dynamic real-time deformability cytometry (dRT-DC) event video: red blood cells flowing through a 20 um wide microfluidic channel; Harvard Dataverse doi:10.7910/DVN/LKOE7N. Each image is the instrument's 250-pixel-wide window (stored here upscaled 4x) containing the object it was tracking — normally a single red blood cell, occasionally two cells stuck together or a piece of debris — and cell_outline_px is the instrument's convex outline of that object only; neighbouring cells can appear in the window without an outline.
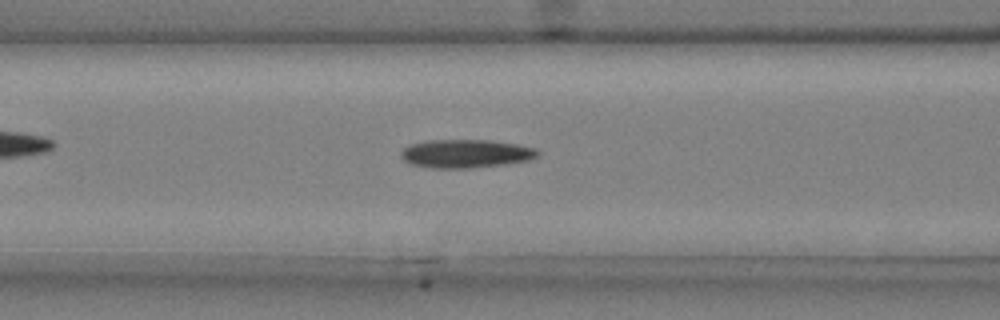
{"species": "common noctule bat (a hibernating species)", "species_latin": "Nyctalus noctula", "temperature_condition": "cold", "stored_images_in_passage": 50, "camera_frame_rate_fps": 3000, "um_per_image_px": 0.085, "animal": {"sex": "male", "body_mass_g": 20.4}, "frame": {"image": 1, "passage_image": 20, "time_ms": 6.333, "image_size_px": [1000, 320], "cell_outline_px": [[540, 152], [532, 160], [504, 164], [472, 168], [432, 168], [412, 164], [404, 160], [400, 156], [400, 152], [408, 144], [424, 140], [492, 140], [516, 144], [536, 148]], "centroid_in_image_um": [39.58, 13.05], "position_along_channel_um": 127.0, "area_um2": 22.83}}
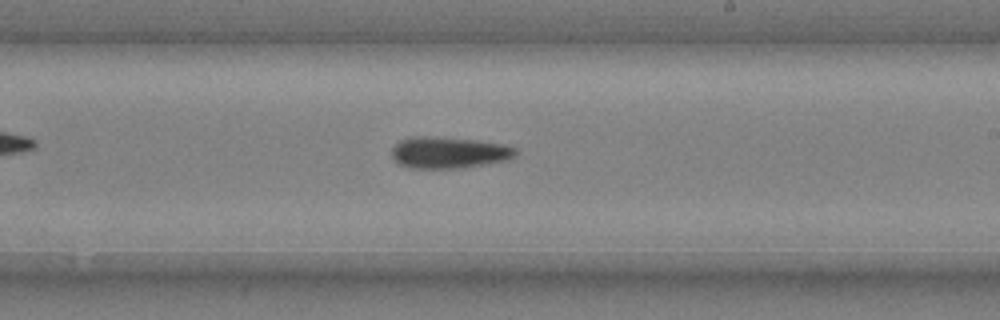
{"frame": {"image": 2, "passage_image": 30, "time_ms": 9.667, "image_size_px": [1000, 320], "cell_outline_px": [[516, 156], [508, 160], [464, 168], [408, 168], [400, 164], [392, 156], [392, 148], [400, 140], [412, 136], [424, 136], [480, 140], [508, 144], [516, 148]], "centroid_in_image_um": [38.2, 12.96], "position_along_channel_um": 250.8, "area_um2": 23.0}}
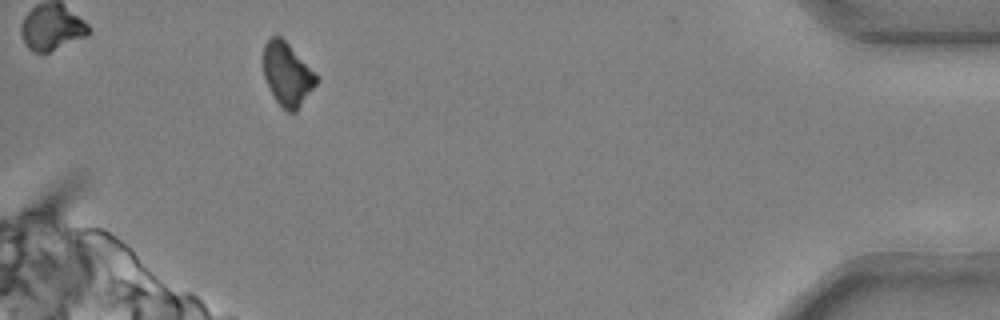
{"frame": {"image": 3, "passage_image": 47, "time_ms": 15.333, "image_size_px": [1000, 320], "cell_outline_px": [[316, 84], [296, 112], [288, 112], [276, 100], [264, 76], [264, 44], [272, 36], [280, 36], [288, 44], [316, 76]], "centroid_in_image_um": [24.39, 6.32], "position_along_channel_um": 410.8, "area_um2": 18.61}}